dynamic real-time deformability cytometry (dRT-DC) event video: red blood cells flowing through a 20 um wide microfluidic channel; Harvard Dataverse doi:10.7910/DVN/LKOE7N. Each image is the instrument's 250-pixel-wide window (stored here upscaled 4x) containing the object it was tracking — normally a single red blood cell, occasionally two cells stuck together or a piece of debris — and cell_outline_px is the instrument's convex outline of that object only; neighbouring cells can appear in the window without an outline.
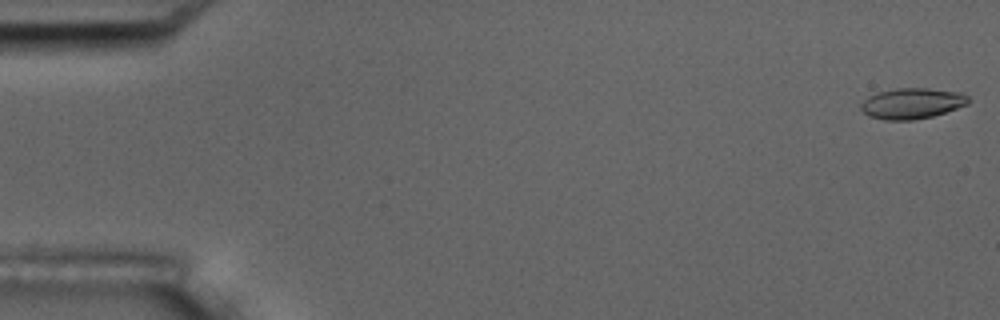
{"species": "common noctule bat (a hibernating species)", "species_latin": "Nyctalus noctula", "temperature_condition": "room temperature", "stored_images_in_passage": 11, "camera_frame_rate_fps": 3000, "um_per_image_px": 0.085, "animal": {"sex": "male", "body_mass_g": 17.5, "forearm_length_mm": 52.3}, "frame": {"image": 1, "passage_image": 1, "time_ms": 0.0, "image_size_px": [1000, 320], "cell_outline_px": [[968, 104], [932, 116], [912, 120], [884, 120], [868, 116], [860, 108], [860, 104], [868, 96], [880, 92], [896, 88], [928, 88], [960, 92], [968, 96]], "centroid_in_image_um": [77.49, 8.79], "position_along_channel_um": 7.5, "area_um2": 19.13}}
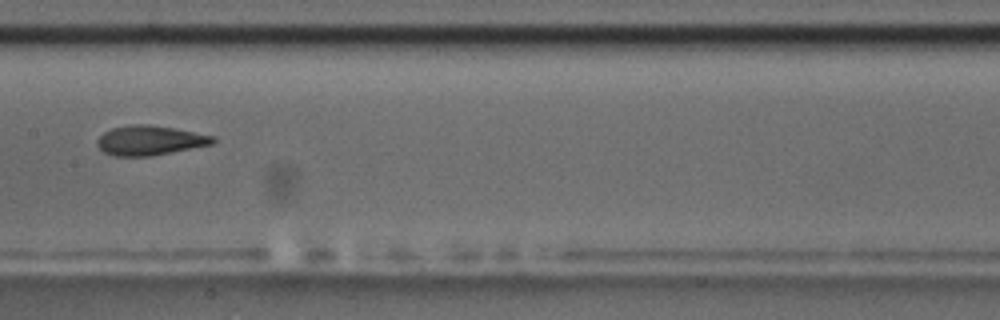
{"frame": {"image": 2, "passage_image": 8, "time_ms": 9.0, "image_size_px": [1000, 320], "cell_outline_px": [[216, 140], [212, 144], [152, 156], [112, 156], [104, 152], [96, 144], [96, 140], [104, 132], [112, 128], [132, 124], [148, 124], [172, 128], [216, 136]], "centroid_in_image_um": [12.72, 11.94], "position_along_channel_um": 194.7, "area_um2": 19.94}}